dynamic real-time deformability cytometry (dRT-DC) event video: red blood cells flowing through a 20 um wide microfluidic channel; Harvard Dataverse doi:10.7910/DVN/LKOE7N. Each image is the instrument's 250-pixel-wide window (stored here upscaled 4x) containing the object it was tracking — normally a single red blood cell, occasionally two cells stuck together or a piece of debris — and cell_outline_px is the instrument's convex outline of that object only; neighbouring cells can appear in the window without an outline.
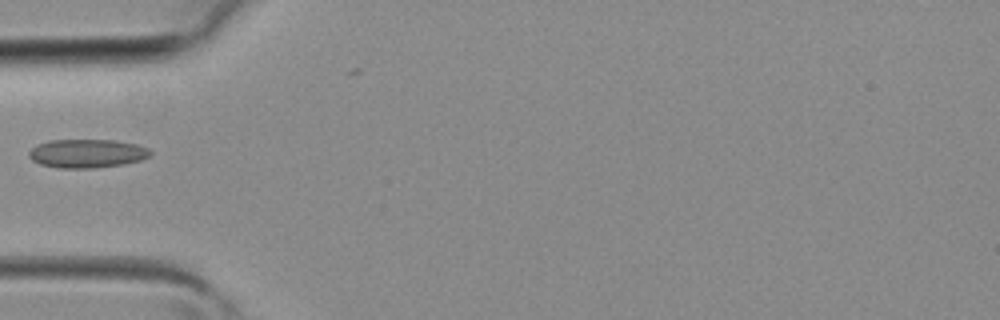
{"species": "common noctule bat (a hibernating species)", "species_latin": "Nyctalus noctula", "temperature_condition": "room temperature", "stored_images_in_passage": 3, "camera_frame_rate_fps": 3000, "um_per_image_px": 0.085, "animal": {"sex": "female", "body_mass_g": 19.3, "forearm_length_mm": 54.1}, "frame": {"image": 1, "passage_image": 3, "time_ms": 0.667, "image_size_px": [1000, 320], "cell_outline_px": [[152, 152], [148, 156], [140, 160], [124, 164], [92, 168], [56, 168], [40, 164], [32, 160], [28, 156], [28, 152], [36, 144], [48, 140], [116, 140], [136, 144], [148, 148]], "centroid_in_image_um": [7.36, 13.04], "position_along_channel_um": 77.6, "area_um2": 20.35}}